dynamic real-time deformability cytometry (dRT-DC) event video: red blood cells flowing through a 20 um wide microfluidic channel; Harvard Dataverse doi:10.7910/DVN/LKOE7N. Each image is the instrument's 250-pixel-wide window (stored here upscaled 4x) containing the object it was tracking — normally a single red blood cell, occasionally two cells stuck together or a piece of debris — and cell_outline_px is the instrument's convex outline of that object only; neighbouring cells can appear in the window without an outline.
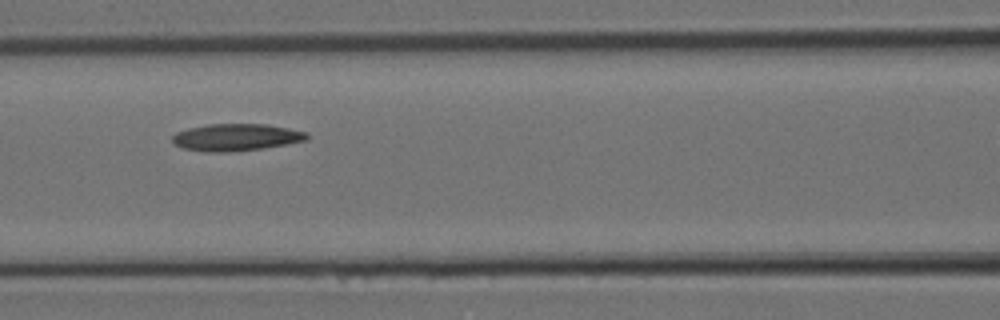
{"species": "Egyptian fruit bat (a non-hibernating species)", "species_latin": "Rousettus aegyptiacus", "temperature_condition": "room temperature", "stored_images_in_passage": 9, "segment_of_instrument_passage": [1, 2], "camera_frame_rate_fps": 3000, "um_per_image_px": 0.085, "animal": {"sex": "female"}, "frame": {"image": 1, "passage_image": 7, "time_ms": 2.0, "image_size_px": [1000, 320], "cell_outline_px": [[308, 140], [264, 148], [232, 152], [204, 152], [180, 148], [172, 140], [172, 136], [176, 132], [188, 128], [208, 124], [268, 124], [308, 132]], "centroid_in_image_um": [20.06, 11.67], "position_along_channel_um": 146.5, "area_um2": 21.44}}
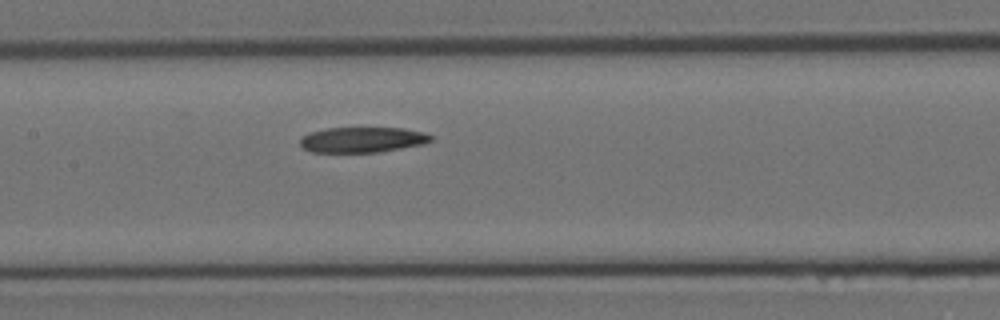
{"frame": {"image": 2, "passage_image": 8, "time_ms": 2.333, "image_size_px": [1000, 320], "cell_outline_px": [[432, 140], [424, 144], [380, 152], [312, 152], [304, 148], [300, 144], [300, 140], [304, 136], [312, 132], [328, 128], [404, 128], [420, 132], [432, 136]], "centroid_in_image_um": [30.82, 11.88], "position_along_channel_um": 176.6, "area_um2": 19.13}}